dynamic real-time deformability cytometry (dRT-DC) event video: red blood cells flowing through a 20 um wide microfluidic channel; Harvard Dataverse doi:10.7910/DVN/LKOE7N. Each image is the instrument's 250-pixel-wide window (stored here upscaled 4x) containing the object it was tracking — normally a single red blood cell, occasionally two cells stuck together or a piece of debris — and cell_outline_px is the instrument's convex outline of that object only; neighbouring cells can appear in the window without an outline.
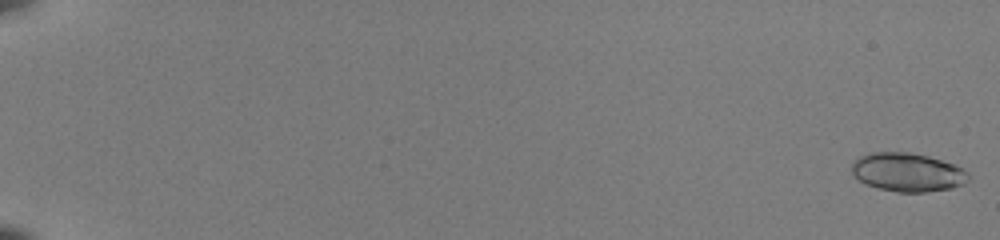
{"species": "common noctule bat (a hibernating species)", "species_latin": "Nyctalus noctula", "temperature_condition": "room temperature", "stored_images_in_passage": 39, "camera_frame_rate_fps": 3000, "um_per_image_px": 0.085, "animal": {"sex": "female", "body_mass_g": 22.0, "forearm_length_mm": 56.7}, "frame": {"image": 1, "passage_image": 1, "time_ms": 0.0, "image_size_px": [1000, 240], "cell_outline_px": [[972, 176], [964, 184], [952, 188], [924, 192], [896, 192], [880, 188], [868, 184], [852, 176], [852, 160], [860, 156], [872, 152], [908, 152], [928, 156], [952, 164], [968, 172]], "centroid_in_image_um": [77.13, 14.64], "position_along_channel_um": 7.9, "area_um2": 26.24}}
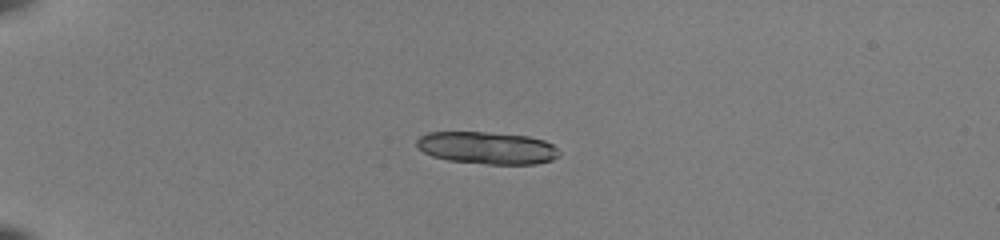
{"frame": {"image": 2, "passage_image": 16, "time_ms": 5.0, "image_size_px": [1000, 240], "cell_outline_px": [[560, 156], [552, 160], [536, 164], [488, 164], [448, 160], [432, 156], [424, 152], [416, 144], [416, 140], [420, 136], [428, 132], [484, 132], [528, 136], [544, 140], [552, 144], [560, 152]], "centroid_in_image_um": [41.42, 12.57], "position_along_channel_um": 43.6, "area_um2": 26.82}}